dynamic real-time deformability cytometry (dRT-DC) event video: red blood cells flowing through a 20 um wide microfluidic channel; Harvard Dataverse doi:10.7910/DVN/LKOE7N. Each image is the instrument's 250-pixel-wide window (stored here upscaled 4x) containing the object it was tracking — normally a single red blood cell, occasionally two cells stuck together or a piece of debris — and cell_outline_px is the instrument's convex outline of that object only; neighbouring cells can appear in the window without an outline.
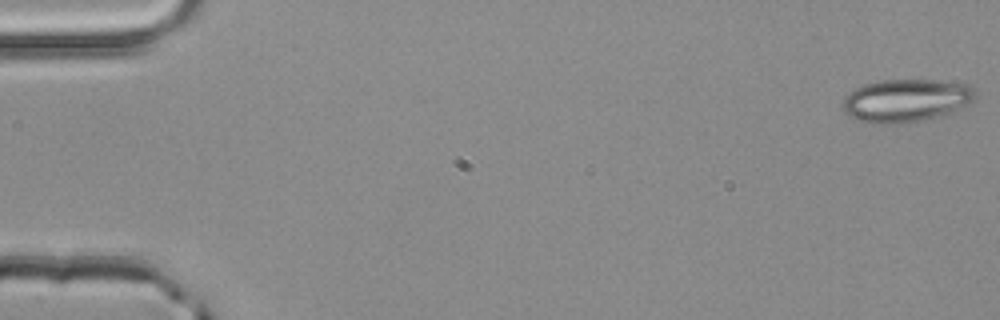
{"species": "common noctule bat (a hibernating species)", "species_latin": "Nyctalus noctula", "temperature_condition": "room temperature", "stored_images_in_passage": 14, "camera_frame_rate_fps": 3000, "um_per_image_px": 0.085, "animal": {"sex": "male", "body_mass_g": 20.4}, "frame": {"image": 1, "passage_image": 1, "time_ms": 0.0, "image_size_px": [1000, 320], "cell_outline_px": [[976, 96], [972, 100], [948, 112], [924, 120], [896, 124], [880, 124], [860, 120], [848, 116], [844, 112], [844, 96], [848, 92], [864, 84], [880, 80], [936, 80], [968, 84], [976, 88]], "centroid_in_image_um": [76.97, 8.52], "position_along_channel_um": 8.0, "area_um2": 32.83}}